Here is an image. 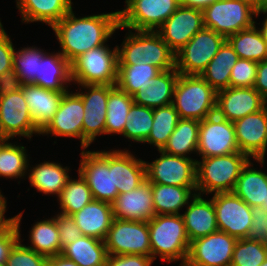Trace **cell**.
<instances>
[{
	"instance_id": "19",
	"label": "cell",
	"mask_w": 267,
	"mask_h": 266,
	"mask_svg": "<svg viewBox=\"0 0 267 266\" xmlns=\"http://www.w3.org/2000/svg\"><path fill=\"white\" fill-rule=\"evenodd\" d=\"M203 28L202 10L179 5L157 32L169 48L176 53Z\"/></svg>"
},
{
	"instance_id": "25",
	"label": "cell",
	"mask_w": 267,
	"mask_h": 266,
	"mask_svg": "<svg viewBox=\"0 0 267 266\" xmlns=\"http://www.w3.org/2000/svg\"><path fill=\"white\" fill-rule=\"evenodd\" d=\"M119 148V149H118ZM113 148V179L118 193H127L147 180L145 159L130 148Z\"/></svg>"
},
{
	"instance_id": "39",
	"label": "cell",
	"mask_w": 267,
	"mask_h": 266,
	"mask_svg": "<svg viewBox=\"0 0 267 266\" xmlns=\"http://www.w3.org/2000/svg\"><path fill=\"white\" fill-rule=\"evenodd\" d=\"M226 40L240 59L261 62L267 59V43L256 26L229 35Z\"/></svg>"
},
{
	"instance_id": "4",
	"label": "cell",
	"mask_w": 267,
	"mask_h": 266,
	"mask_svg": "<svg viewBox=\"0 0 267 266\" xmlns=\"http://www.w3.org/2000/svg\"><path fill=\"white\" fill-rule=\"evenodd\" d=\"M250 158L239 152L229 155L197 158L196 192L211 196L216 193L233 192L242 168Z\"/></svg>"
},
{
	"instance_id": "52",
	"label": "cell",
	"mask_w": 267,
	"mask_h": 266,
	"mask_svg": "<svg viewBox=\"0 0 267 266\" xmlns=\"http://www.w3.org/2000/svg\"><path fill=\"white\" fill-rule=\"evenodd\" d=\"M19 240L20 233L15 223L0 233V264L6 263L11 249Z\"/></svg>"
},
{
	"instance_id": "59",
	"label": "cell",
	"mask_w": 267,
	"mask_h": 266,
	"mask_svg": "<svg viewBox=\"0 0 267 266\" xmlns=\"http://www.w3.org/2000/svg\"><path fill=\"white\" fill-rule=\"evenodd\" d=\"M241 1L255 12H259L264 7H266L263 3V0H241Z\"/></svg>"
},
{
	"instance_id": "11",
	"label": "cell",
	"mask_w": 267,
	"mask_h": 266,
	"mask_svg": "<svg viewBox=\"0 0 267 266\" xmlns=\"http://www.w3.org/2000/svg\"><path fill=\"white\" fill-rule=\"evenodd\" d=\"M40 130L31 117L24 94L17 92L0 96V136L7 140L39 137Z\"/></svg>"
},
{
	"instance_id": "24",
	"label": "cell",
	"mask_w": 267,
	"mask_h": 266,
	"mask_svg": "<svg viewBox=\"0 0 267 266\" xmlns=\"http://www.w3.org/2000/svg\"><path fill=\"white\" fill-rule=\"evenodd\" d=\"M265 163V159H250L237 178L233 192L250 207H263V203H267Z\"/></svg>"
},
{
	"instance_id": "9",
	"label": "cell",
	"mask_w": 267,
	"mask_h": 266,
	"mask_svg": "<svg viewBox=\"0 0 267 266\" xmlns=\"http://www.w3.org/2000/svg\"><path fill=\"white\" fill-rule=\"evenodd\" d=\"M225 40L223 35L204 27L175 53V69L182 75H200Z\"/></svg>"
},
{
	"instance_id": "49",
	"label": "cell",
	"mask_w": 267,
	"mask_h": 266,
	"mask_svg": "<svg viewBox=\"0 0 267 266\" xmlns=\"http://www.w3.org/2000/svg\"><path fill=\"white\" fill-rule=\"evenodd\" d=\"M1 21L0 18V75L13 69V55L15 52V44L11 39V35H8Z\"/></svg>"
},
{
	"instance_id": "12",
	"label": "cell",
	"mask_w": 267,
	"mask_h": 266,
	"mask_svg": "<svg viewBox=\"0 0 267 266\" xmlns=\"http://www.w3.org/2000/svg\"><path fill=\"white\" fill-rule=\"evenodd\" d=\"M116 85H75L83 101V149H89L97 137L105 136L106 112L109 92Z\"/></svg>"
},
{
	"instance_id": "31",
	"label": "cell",
	"mask_w": 267,
	"mask_h": 266,
	"mask_svg": "<svg viewBox=\"0 0 267 266\" xmlns=\"http://www.w3.org/2000/svg\"><path fill=\"white\" fill-rule=\"evenodd\" d=\"M82 235L105 240L114 220L110 203L93 200L72 215Z\"/></svg>"
},
{
	"instance_id": "18",
	"label": "cell",
	"mask_w": 267,
	"mask_h": 266,
	"mask_svg": "<svg viewBox=\"0 0 267 266\" xmlns=\"http://www.w3.org/2000/svg\"><path fill=\"white\" fill-rule=\"evenodd\" d=\"M237 239L216 231L190 242L184 266H230Z\"/></svg>"
},
{
	"instance_id": "41",
	"label": "cell",
	"mask_w": 267,
	"mask_h": 266,
	"mask_svg": "<svg viewBox=\"0 0 267 266\" xmlns=\"http://www.w3.org/2000/svg\"><path fill=\"white\" fill-rule=\"evenodd\" d=\"M180 117L172 104L153 109V125L147 140L151 148L162 150L177 126Z\"/></svg>"
},
{
	"instance_id": "16",
	"label": "cell",
	"mask_w": 267,
	"mask_h": 266,
	"mask_svg": "<svg viewBox=\"0 0 267 266\" xmlns=\"http://www.w3.org/2000/svg\"><path fill=\"white\" fill-rule=\"evenodd\" d=\"M69 89L63 94L59 109L52 120L40 132L42 135L56 138L53 144L57 143V137L78 139L80 148L83 149V119L84 105L82 98L73 90Z\"/></svg>"
},
{
	"instance_id": "51",
	"label": "cell",
	"mask_w": 267,
	"mask_h": 266,
	"mask_svg": "<svg viewBox=\"0 0 267 266\" xmlns=\"http://www.w3.org/2000/svg\"><path fill=\"white\" fill-rule=\"evenodd\" d=\"M154 263L150 256L123 254L108 255L105 266H152Z\"/></svg>"
},
{
	"instance_id": "58",
	"label": "cell",
	"mask_w": 267,
	"mask_h": 266,
	"mask_svg": "<svg viewBox=\"0 0 267 266\" xmlns=\"http://www.w3.org/2000/svg\"><path fill=\"white\" fill-rule=\"evenodd\" d=\"M217 0H179L180 5L203 10Z\"/></svg>"
},
{
	"instance_id": "29",
	"label": "cell",
	"mask_w": 267,
	"mask_h": 266,
	"mask_svg": "<svg viewBox=\"0 0 267 266\" xmlns=\"http://www.w3.org/2000/svg\"><path fill=\"white\" fill-rule=\"evenodd\" d=\"M178 77L175 68L162 71L132 95L134 103L152 109L172 104Z\"/></svg>"
},
{
	"instance_id": "1",
	"label": "cell",
	"mask_w": 267,
	"mask_h": 266,
	"mask_svg": "<svg viewBox=\"0 0 267 266\" xmlns=\"http://www.w3.org/2000/svg\"><path fill=\"white\" fill-rule=\"evenodd\" d=\"M74 8L51 27L59 44L57 50L70 63L81 54L107 44L120 25L119 9L79 16Z\"/></svg>"
},
{
	"instance_id": "34",
	"label": "cell",
	"mask_w": 267,
	"mask_h": 266,
	"mask_svg": "<svg viewBox=\"0 0 267 266\" xmlns=\"http://www.w3.org/2000/svg\"><path fill=\"white\" fill-rule=\"evenodd\" d=\"M61 254L79 266H105L108 257L103 240L85 235L66 245Z\"/></svg>"
},
{
	"instance_id": "5",
	"label": "cell",
	"mask_w": 267,
	"mask_h": 266,
	"mask_svg": "<svg viewBox=\"0 0 267 266\" xmlns=\"http://www.w3.org/2000/svg\"><path fill=\"white\" fill-rule=\"evenodd\" d=\"M217 92L200 75L177 79L172 105L181 119L202 121L216 113Z\"/></svg>"
},
{
	"instance_id": "53",
	"label": "cell",
	"mask_w": 267,
	"mask_h": 266,
	"mask_svg": "<svg viewBox=\"0 0 267 266\" xmlns=\"http://www.w3.org/2000/svg\"><path fill=\"white\" fill-rule=\"evenodd\" d=\"M22 83L14 69L5 71L0 75V96L17 92Z\"/></svg>"
},
{
	"instance_id": "27",
	"label": "cell",
	"mask_w": 267,
	"mask_h": 266,
	"mask_svg": "<svg viewBox=\"0 0 267 266\" xmlns=\"http://www.w3.org/2000/svg\"><path fill=\"white\" fill-rule=\"evenodd\" d=\"M22 24L42 23L51 28L73 7V0H15Z\"/></svg>"
},
{
	"instance_id": "62",
	"label": "cell",
	"mask_w": 267,
	"mask_h": 266,
	"mask_svg": "<svg viewBox=\"0 0 267 266\" xmlns=\"http://www.w3.org/2000/svg\"><path fill=\"white\" fill-rule=\"evenodd\" d=\"M263 3L267 7V0H263Z\"/></svg>"
},
{
	"instance_id": "63",
	"label": "cell",
	"mask_w": 267,
	"mask_h": 266,
	"mask_svg": "<svg viewBox=\"0 0 267 266\" xmlns=\"http://www.w3.org/2000/svg\"><path fill=\"white\" fill-rule=\"evenodd\" d=\"M263 207L267 209V203H263Z\"/></svg>"
},
{
	"instance_id": "47",
	"label": "cell",
	"mask_w": 267,
	"mask_h": 266,
	"mask_svg": "<svg viewBox=\"0 0 267 266\" xmlns=\"http://www.w3.org/2000/svg\"><path fill=\"white\" fill-rule=\"evenodd\" d=\"M257 65L258 62L239 58L231 70L230 87H253Z\"/></svg>"
},
{
	"instance_id": "45",
	"label": "cell",
	"mask_w": 267,
	"mask_h": 266,
	"mask_svg": "<svg viewBox=\"0 0 267 266\" xmlns=\"http://www.w3.org/2000/svg\"><path fill=\"white\" fill-rule=\"evenodd\" d=\"M266 259V243L248 238L237 239L230 266H260Z\"/></svg>"
},
{
	"instance_id": "2",
	"label": "cell",
	"mask_w": 267,
	"mask_h": 266,
	"mask_svg": "<svg viewBox=\"0 0 267 266\" xmlns=\"http://www.w3.org/2000/svg\"><path fill=\"white\" fill-rule=\"evenodd\" d=\"M125 31L117 45L118 65L150 64L161 71L175 68V53L157 31H140L121 27Z\"/></svg>"
},
{
	"instance_id": "14",
	"label": "cell",
	"mask_w": 267,
	"mask_h": 266,
	"mask_svg": "<svg viewBox=\"0 0 267 266\" xmlns=\"http://www.w3.org/2000/svg\"><path fill=\"white\" fill-rule=\"evenodd\" d=\"M159 155L145 161L146 177L150 183L181 187H196V160L156 150Z\"/></svg>"
},
{
	"instance_id": "36",
	"label": "cell",
	"mask_w": 267,
	"mask_h": 266,
	"mask_svg": "<svg viewBox=\"0 0 267 266\" xmlns=\"http://www.w3.org/2000/svg\"><path fill=\"white\" fill-rule=\"evenodd\" d=\"M199 127L200 121L198 120L180 118L162 150L171 155L197 160Z\"/></svg>"
},
{
	"instance_id": "55",
	"label": "cell",
	"mask_w": 267,
	"mask_h": 266,
	"mask_svg": "<svg viewBox=\"0 0 267 266\" xmlns=\"http://www.w3.org/2000/svg\"><path fill=\"white\" fill-rule=\"evenodd\" d=\"M0 188V233L6 231L13 223H14V216L13 217H6L7 213V199Z\"/></svg>"
},
{
	"instance_id": "30",
	"label": "cell",
	"mask_w": 267,
	"mask_h": 266,
	"mask_svg": "<svg viewBox=\"0 0 267 266\" xmlns=\"http://www.w3.org/2000/svg\"><path fill=\"white\" fill-rule=\"evenodd\" d=\"M70 62L59 52H47L39 61V75L34 85L42 88L67 92L72 87Z\"/></svg>"
},
{
	"instance_id": "56",
	"label": "cell",
	"mask_w": 267,
	"mask_h": 266,
	"mask_svg": "<svg viewBox=\"0 0 267 266\" xmlns=\"http://www.w3.org/2000/svg\"><path fill=\"white\" fill-rule=\"evenodd\" d=\"M260 15H262L261 17L263 20L262 21L258 20L259 23H257L256 19L260 18ZM263 16H264V18H263ZM255 20L256 21H255L254 25L259 30L261 36L263 37V39L267 43V7H264L261 11L256 12Z\"/></svg>"
},
{
	"instance_id": "57",
	"label": "cell",
	"mask_w": 267,
	"mask_h": 266,
	"mask_svg": "<svg viewBox=\"0 0 267 266\" xmlns=\"http://www.w3.org/2000/svg\"><path fill=\"white\" fill-rule=\"evenodd\" d=\"M46 266H79L74 261L65 258L62 254L49 257Z\"/></svg>"
},
{
	"instance_id": "61",
	"label": "cell",
	"mask_w": 267,
	"mask_h": 266,
	"mask_svg": "<svg viewBox=\"0 0 267 266\" xmlns=\"http://www.w3.org/2000/svg\"><path fill=\"white\" fill-rule=\"evenodd\" d=\"M260 266H267V259Z\"/></svg>"
},
{
	"instance_id": "20",
	"label": "cell",
	"mask_w": 267,
	"mask_h": 266,
	"mask_svg": "<svg viewBox=\"0 0 267 266\" xmlns=\"http://www.w3.org/2000/svg\"><path fill=\"white\" fill-rule=\"evenodd\" d=\"M233 124L239 151L250 159H266L267 105L258 112L234 121Z\"/></svg>"
},
{
	"instance_id": "43",
	"label": "cell",
	"mask_w": 267,
	"mask_h": 266,
	"mask_svg": "<svg viewBox=\"0 0 267 266\" xmlns=\"http://www.w3.org/2000/svg\"><path fill=\"white\" fill-rule=\"evenodd\" d=\"M126 119L122 138L124 137V140L127 139L131 144L132 142L144 143L152 129L153 109L133 103Z\"/></svg>"
},
{
	"instance_id": "6",
	"label": "cell",
	"mask_w": 267,
	"mask_h": 266,
	"mask_svg": "<svg viewBox=\"0 0 267 266\" xmlns=\"http://www.w3.org/2000/svg\"><path fill=\"white\" fill-rule=\"evenodd\" d=\"M71 80L74 85H116L118 71L117 45L109 43L81 54L71 63Z\"/></svg>"
},
{
	"instance_id": "26",
	"label": "cell",
	"mask_w": 267,
	"mask_h": 266,
	"mask_svg": "<svg viewBox=\"0 0 267 266\" xmlns=\"http://www.w3.org/2000/svg\"><path fill=\"white\" fill-rule=\"evenodd\" d=\"M206 197L195 194L181 213L190 242L218 231L213 200Z\"/></svg>"
},
{
	"instance_id": "23",
	"label": "cell",
	"mask_w": 267,
	"mask_h": 266,
	"mask_svg": "<svg viewBox=\"0 0 267 266\" xmlns=\"http://www.w3.org/2000/svg\"><path fill=\"white\" fill-rule=\"evenodd\" d=\"M31 159L32 157L26 175L30 187L34 188L36 192L44 194V196L57 198L71 177L72 168L69 164L63 166L64 164L58 161L54 162V160H44L36 164Z\"/></svg>"
},
{
	"instance_id": "32",
	"label": "cell",
	"mask_w": 267,
	"mask_h": 266,
	"mask_svg": "<svg viewBox=\"0 0 267 266\" xmlns=\"http://www.w3.org/2000/svg\"><path fill=\"white\" fill-rule=\"evenodd\" d=\"M43 218L37 219V222L34 220L33 225L31 224L27 235L28 241L24 245L49 258L61 254L62 248L56 218L53 215Z\"/></svg>"
},
{
	"instance_id": "17",
	"label": "cell",
	"mask_w": 267,
	"mask_h": 266,
	"mask_svg": "<svg viewBox=\"0 0 267 266\" xmlns=\"http://www.w3.org/2000/svg\"><path fill=\"white\" fill-rule=\"evenodd\" d=\"M197 157L206 158L239 152L233 122L216 113L200 121Z\"/></svg>"
},
{
	"instance_id": "40",
	"label": "cell",
	"mask_w": 267,
	"mask_h": 266,
	"mask_svg": "<svg viewBox=\"0 0 267 266\" xmlns=\"http://www.w3.org/2000/svg\"><path fill=\"white\" fill-rule=\"evenodd\" d=\"M134 101L131 95L115 86L110 92L107 102L105 135H122Z\"/></svg>"
},
{
	"instance_id": "44",
	"label": "cell",
	"mask_w": 267,
	"mask_h": 266,
	"mask_svg": "<svg viewBox=\"0 0 267 266\" xmlns=\"http://www.w3.org/2000/svg\"><path fill=\"white\" fill-rule=\"evenodd\" d=\"M162 71L150 64L118 65L116 86L129 95L149 82Z\"/></svg>"
},
{
	"instance_id": "15",
	"label": "cell",
	"mask_w": 267,
	"mask_h": 266,
	"mask_svg": "<svg viewBox=\"0 0 267 266\" xmlns=\"http://www.w3.org/2000/svg\"><path fill=\"white\" fill-rule=\"evenodd\" d=\"M210 197L213 200L218 230L236 239L248 238L253 221L252 207L234 192L216 193Z\"/></svg>"
},
{
	"instance_id": "48",
	"label": "cell",
	"mask_w": 267,
	"mask_h": 266,
	"mask_svg": "<svg viewBox=\"0 0 267 266\" xmlns=\"http://www.w3.org/2000/svg\"><path fill=\"white\" fill-rule=\"evenodd\" d=\"M53 214L57 220L59 240L61 248L63 249L66 245L74 243L78 238H80L82 233L72 216L64 215L59 212H55Z\"/></svg>"
},
{
	"instance_id": "50",
	"label": "cell",
	"mask_w": 267,
	"mask_h": 266,
	"mask_svg": "<svg viewBox=\"0 0 267 266\" xmlns=\"http://www.w3.org/2000/svg\"><path fill=\"white\" fill-rule=\"evenodd\" d=\"M252 223L248 239L266 243L267 239V209L264 207H252Z\"/></svg>"
},
{
	"instance_id": "22",
	"label": "cell",
	"mask_w": 267,
	"mask_h": 266,
	"mask_svg": "<svg viewBox=\"0 0 267 266\" xmlns=\"http://www.w3.org/2000/svg\"><path fill=\"white\" fill-rule=\"evenodd\" d=\"M111 206L116 219L148 222L155 216L151 183L146 180L136 189L118 194Z\"/></svg>"
},
{
	"instance_id": "21",
	"label": "cell",
	"mask_w": 267,
	"mask_h": 266,
	"mask_svg": "<svg viewBox=\"0 0 267 266\" xmlns=\"http://www.w3.org/2000/svg\"><path fill=\"white\" fill-rule=\"evenodd\" d=\"M267 101L254 87H228L217 92L216 114L230 122L258 112Z\"/></svg>"
},
{
	"instance_id": "42",
	"label": "cell",
	"mask_w": 267,
	"mask_h": 266,
	"mask_svg": "<svg viewBox=\"0 0 267 266\" xmlns=\"http://www.w3.org/2000/svg\"><path fill=\"white\" fill-rule=\"evenodd\" d=\"M48 52L37 45L15 47L13 55V69L18 75L22 85L33 84L39 75V61Z\"/></svg>"
},
{
	"instance_id": "38",
	"label": "cell",
	"mask_w": 267,
	"mask_h": 266,
	"mask_svg": "<svg viewBox=\"0 0 267 266\" xmlns=\"http://www.w3.org/2000/svg\"><path fill=\"white\" fill-rule=\"evenodd\" d=\"M76 173V177L69 178L62 192L56 198L60 209L57 212L68 216H72L94 200L87 182L78 171Z\"/></svg>"
},
{
	"instance_id": "3",
	"label": "cell",
	"mask_w": 267,
	"mask_h": 266,
	"mask_svg": "<svg viewBox=\"0 0 267 266\" xmlns=\"http://www.w3.org/2000/svg\"><path fill=\"white\" fill-rule=\"evenodd\" d=\"M153 260L184 266L190 241L181 214L155 215L148 221Z\"/></svg>"
},
{
	"instance_id": "54",
	"label": "cell",
	"mask_w": 267,
	"mask_h": 266,
	"mask_svg": "<svg viewBox=\"0 0 267 266\" xmlns=\"http://www.w3.org/2000/svg\"><path fill=\"white\" fill-rule=\"evenodd\" d=\"M253 87L267 101V59L258 62L257 75Z\"/></svg>"
},
{
	"instance_id": "28",
	"label": "cell",
	"mask_w": 267,
	"mask_h": 266,
	"mask_svg": "<svg viewBox=\"0 0 267 266\" xmlns=\"http://www.w3.org/2000/svg\"><path fill=\"white\" fill-rule=\"evenodd\" d=\"M21 90L35 126L42 131L59 109L66 92L48 90L34 84L22 85Z\"/></svg>"
},
{
	"instance_id": "8",
	"label": "cell",
	"mask_w": 267,
	"mask_h": 266,
	"mask_svg": "<svg viewBox=\"0 0 267 266\" xmlns=\"http://www.w3.org/2000/svg\"><path fill=\"white\" fill-rule=\"evenodd\" d=\"M119 10L120 26L140 31H157L176 11L179 0H125Z\"/></svg>"
},
{
	"instance_id": "46",
	"label": "cell",
	"mask_w": 267,
	"mask_h": 266,
	"mask_svg": "<svg viewBox=\"0 0 267 266\" xmlns=\"http://www.w3.org/2000/svg\"><path fill=\"white\" fill-rule=\"evenodd\" d=\"M24 210L14 215V223L16 224L19 233L20 240L11 249L6 261L7 266H46L48 257L38 254L32 249L27 248L23 243L24 239H21V224L23 220ZM21 223V224H20ZM23 242V243H22Z\"/></svg>"
},
{
	"instance_id": "37",
	"label": "cell",
	"mask_w": 267,
	"mask_h": 266,
	"mask_svg": "<svg viewBox=\"0 0 267 266\" xmlns=\"http://www.w3.org/2000/svg\"><path fill=\"white\" fill-rule=\"evenodd\" d=\"M30 158L27 146L21 141L8 140L0 148V179L18 180V184L26 180Z\"/></svg>"
},
{
	"instance_id": "7",
	"label": "cell",
	"mask_w": 267,
	"mask_h": 266,
	"mask_svg": "<svg viewBox=\"0 0 267 266\" xmlns=\"http://www.w3.org/2000/svg\"><path fill=\"white\" fill-rule=\"evenodd\" d=\"M78 171L87 182L94 200L112 203L118 193L113 179V148L81 149Z\"/></svg>"
},
{
	"instance_id": "35",
	"label": "cell",
	"mask_w": 267,
	"mask_h": 266,
	"mask_svg": "<svg viewBox=\"0 0 267 266\" xmlns=\"http://www.w3.org/2000/svg\"><path fill=\"white\" fill-rule=\"evenodd\" d=\"M239 56L227 40L220 46L218 53L208 63L200 76L216 91L230 87L231 70Z\"/></svg>"
},
{
	"instance_id": "33",
	"label": "cell",
	"mask_w": 267,
	"mask_h": 266,
	"mask_svg": "<svg viewBox=\"0 0 267 266\" xmlns=\"http://www.w3.org/2000/svg\"><path fill=\"white\" fill-rule=\"evenodd\" d=\"M151 189L155 215L181 214L197 194L196 187L151 183Z\"/></svg>"
},
{
	"instance_id": "13",
	"label": "cell",
	"mask_w": 267,
	"mask_h": 266,
	"mask_svg": "<svg viewBox=\"0 0 267 266\" xmlns=\"http://www.w3.org/2000/svg\"><path fill=\"white\" fill-rule=\"evenodd\" d=\"M108 255L152 257L148 222L114 218L104 240Z\"/></svg>"
},
{
	"instance_id": "10",
	"label": "cell",
	"mask_w": 267,
	"mask_h": 266,
	"mask_svg": "<svg viewBox=\"0 0 267 266\" xmlns=\"http://www.w3.org/2000/svg\"><path fill=\"white\" fill-rule=\"evenodd\" d=\"M204 27L227 38L254 26L256 12L241 0H217L202 10Z\"/></svg>"
},
{
	"instance_id": "60",
	"label": "cell",
	"mask_w": 267,
	"mask_h": 266,
	"mask_svg": "<svg viewBox=\"0 0 267 266\" xmlns=\"http://www.w3.org/2000/svg\"><path fill=\"white\" fill-rule=\"evenodd\" d=\"M8 140L6 138H3L0 136V148L7 142Z\"/></svg>"
}]
</instances>
